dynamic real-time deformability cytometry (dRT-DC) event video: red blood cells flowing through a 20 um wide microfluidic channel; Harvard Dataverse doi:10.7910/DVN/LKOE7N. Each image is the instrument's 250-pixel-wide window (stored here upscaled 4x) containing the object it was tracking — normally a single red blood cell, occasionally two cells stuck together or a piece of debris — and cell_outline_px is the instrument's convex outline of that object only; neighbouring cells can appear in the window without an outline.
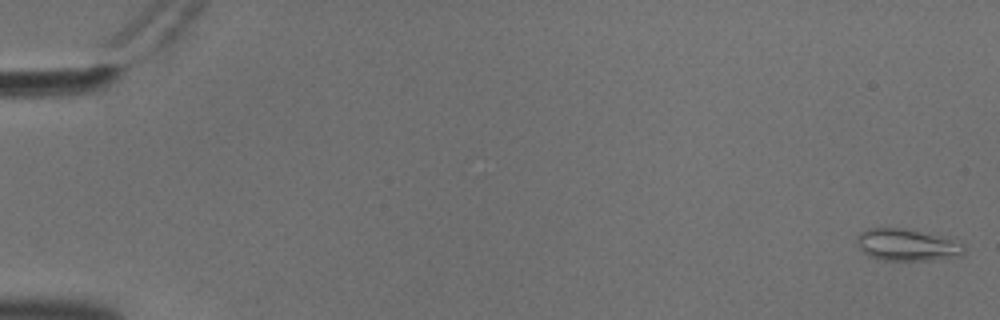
{"species": "common noctule bat (a hibernating species)", "species_latin": "Nyctalus noctula", "temperature_condition": "cold", "stored_images_in_passage": 16, "camera_frame_rate_fps": 3000, "um_per_image_px": 0.085, "animal": {"sex": "male", "body_mass_g": 18.8}, "frame": {"image": 1, "passage_image": 1, "time_ms": 0.0, "image_size_px": [1000, 320], "cell_outline_px": [[964, 256], [932, 260], [884, 260], [868, 256], [860, 248], [856, 240], [856, 236], [860, 232], [868, 228], [904, 228], [952, 240], [964, 244]], "centroid_in_image_um": [77.07, 20.83], "position_along_channel_um": 7.9, "area_um2": 19.77}}